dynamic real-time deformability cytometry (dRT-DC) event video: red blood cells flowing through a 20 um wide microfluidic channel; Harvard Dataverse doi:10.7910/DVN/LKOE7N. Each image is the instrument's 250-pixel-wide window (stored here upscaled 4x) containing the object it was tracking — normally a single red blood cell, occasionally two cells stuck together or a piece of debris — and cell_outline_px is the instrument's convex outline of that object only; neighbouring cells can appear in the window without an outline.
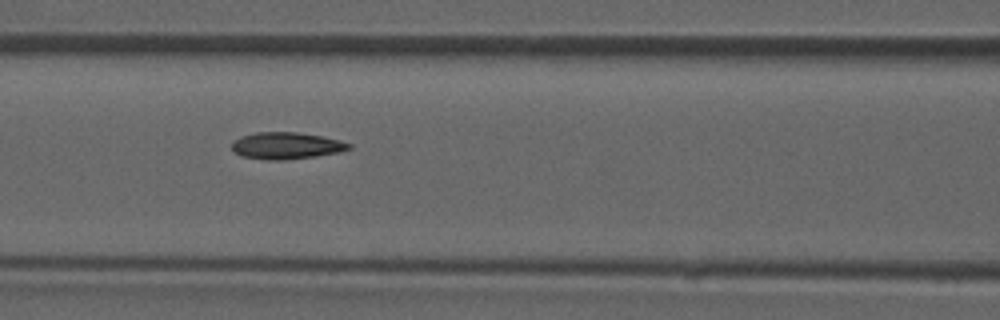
{"species": "common noctule bat (a hibernating species)", "species_latin": "Nyctalus noctula", "temperature_condition": "room temperature", "stored_images_in_passage": 48, "camera_frame_rate_fps": 3000, "um_per_image_px": 0.085, "animal": {"sex": "male", "forearm_length_mm": 52.5}, "frame": {"image": 1, "passage_image": 21, "time_ms": 6.667, "image_size_px": [1000, 320], "cell_outline_px": [[352, 148], [336, 152], [316, 156], [284, 160], [268, 160], [244, 156], [236, 152], [232, 148], [232, 140], [240, 136], [256, 132], [296, 132], [324, 136], [340, 140], [352, 144]], "centroid_in_image_um": [24.34, 12.37], "position_along_channel_um": 142.3, "area_um2": 18.26}}